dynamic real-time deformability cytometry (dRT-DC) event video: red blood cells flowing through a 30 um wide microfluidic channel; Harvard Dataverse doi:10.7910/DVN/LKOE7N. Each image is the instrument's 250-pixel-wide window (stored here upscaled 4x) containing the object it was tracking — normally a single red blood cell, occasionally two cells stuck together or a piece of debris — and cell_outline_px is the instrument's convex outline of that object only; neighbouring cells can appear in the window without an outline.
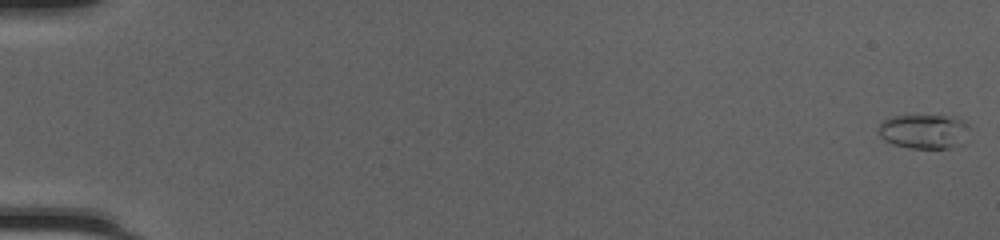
{"species": "common noctule bat (a hibernating species)", "species_latin": "Nyctalus noctula", "temperature_condition": "cold", "stored_images_in_passage": 52, "segment_of_instrument_passage": [1, 2], "camera_frame_rate_fps": 3000, "um_per_image_px": 0.085, "animal": {"sex": "female", "body_mass_g": 20.0, "forearm_length_mm": 54.0}, "frame": {"image": 1, "passage_image": 1, "time_ms": 0.0, "image_size_px": [1000, 240], "cell_outline_px": [[968, 124], [952, 148], [908, 148], [892, 144], [884, 140], [876, 132], [880, 124], [884, 120], [892, 116], [956, 116], [964, 120]], "centroid_in_image_um": [78.39, 11.15], "position_along_channel_um": 6.6, "area_um2": 17.69}}
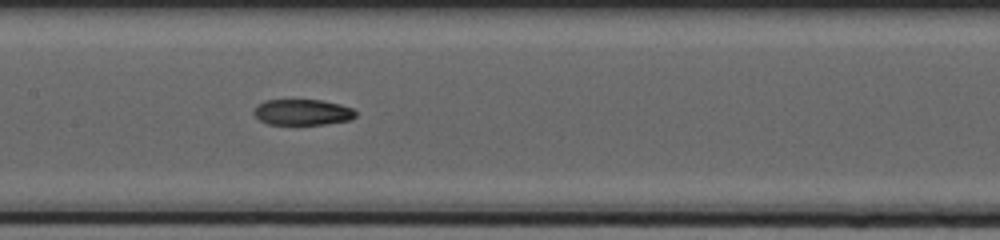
{"frame": {"image": 2, "passage_image": 27, "time_ms": 8.667, "image_size_px": [1000, 240], "cell_outline_px": [[356, 116], [352, 120], [324, 124], [268, 124], [260, 120], [252, 112], [256, 104], [264, 100], [320, 100], [340, 104], [352, 108], [356, 112]], "centroid_in_image_um": [25.7, 9.53], "position_along_channel_um": 181.7, "area_um2": 15.43}}
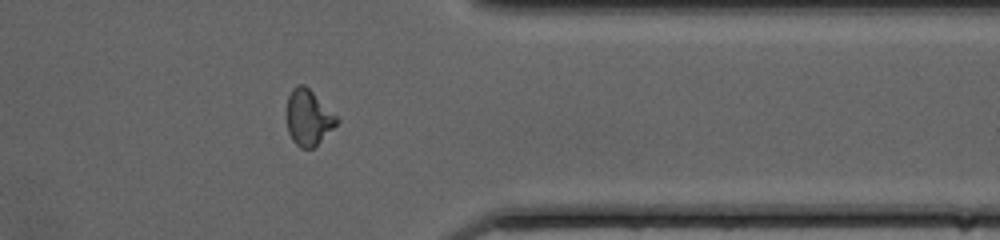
{"frame": {"image": 3, "passage_image": 42, "time_ms": 13.667, "image_size_px": [1000, 240], "cell_outline_px": [[340, 120], [312, 148], [300, 148], [292, 140], [288, 132], [284, 116], [284, 112], [288, 96], [292, 88], [296, 84], [304, 84]], "centroid_in_image_um": [26.12, 9.97], "position_along_channel_um": 385.3, "area_um2": 16.24}}